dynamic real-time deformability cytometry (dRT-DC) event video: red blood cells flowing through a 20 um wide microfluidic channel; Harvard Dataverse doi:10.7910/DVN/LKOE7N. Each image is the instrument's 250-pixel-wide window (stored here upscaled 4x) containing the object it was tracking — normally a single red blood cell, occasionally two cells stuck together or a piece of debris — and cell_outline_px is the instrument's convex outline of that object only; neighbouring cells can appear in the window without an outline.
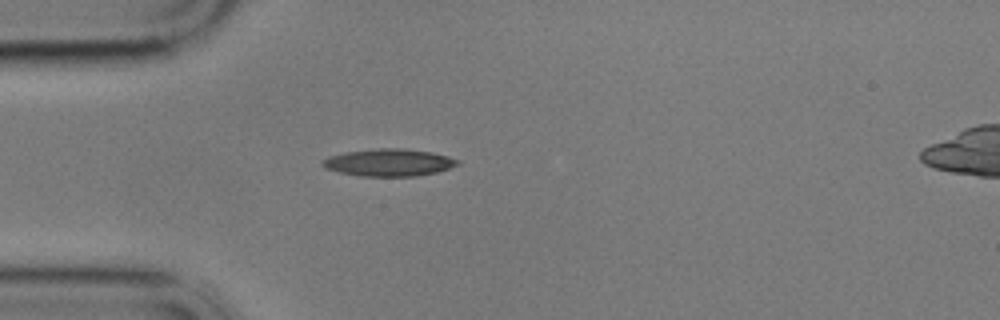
{"species": "common noctule bat (a hibernating species)", "species_latin": "Nyctalus noctula", "temperature_condition": "cold", "stored_images_in_passage": 43, "camera_frame_rate_fps": 3000, "um_per_image_px": 0.085, "animal": {"sex": "male", "body_mass_g": 17.9}, "frame": {"image": 1, "passage_image": 1, "time_ms": 0.0, "image_size_px": [1000, 320], "cell_outline_px": [[460, 164], [436, 172], [416, 176], [360, 176], [340, 172], [324, 168], [320, 164], [320, 160], [328, 156], [344, 152], [376, 148], [404, 148], [432, 152], [448, 156], [460, 160]], "centroid_in_image_um": [33.02, 13.8], "position_along_channel_um": 52.0, "area_um2": 21.68}}
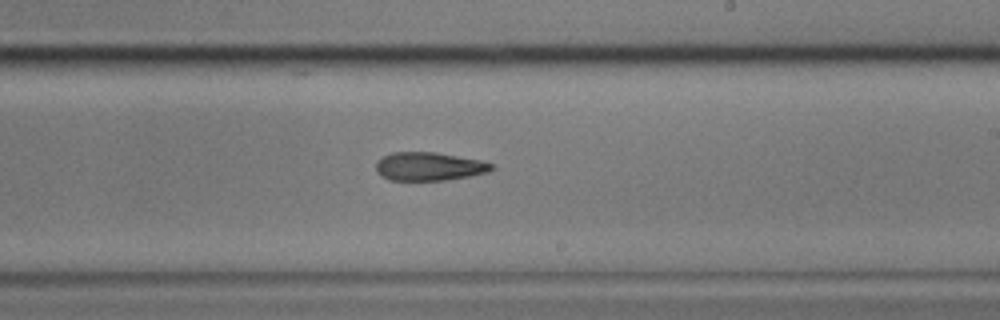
{"frame": {"image": 2, "passage_image": 19, "time_ms": 6.0, "image_size_px": [1000, 320], "cell_outline_px": [[496, 168], [488, 172], [468, 176], [444, 180], [388, 180], [380, 176], [376, 172], [376, 160], [392, 152], [436, 152], [484, 160], [496, 164]], "centroid_in_image_um": [36.5, 14.14], "position_along_channel_um": 252.5, "area_um2": 19.48}}
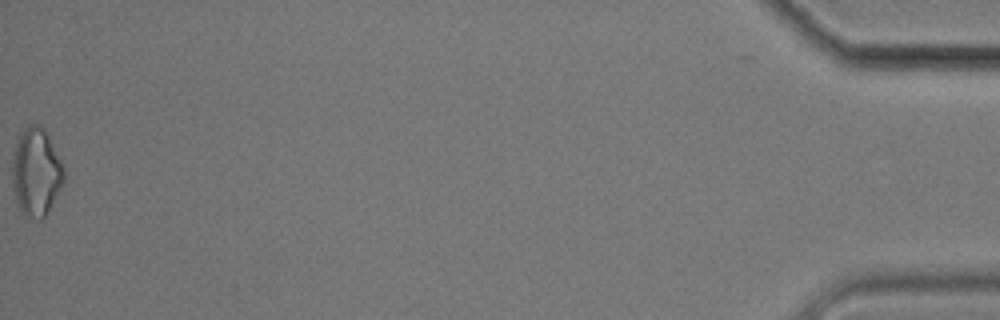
{"frame": {"image": 3, "passage_image": 43, "time_ms": 14.0, "image_size_px": [1000, 320], "cell_outline_px": [[64, 184], [48, 212], [40, 220], [36, 220], [24, 216], [20, 212], [16, 200], [12, 184], [12, 152], [20, 132], [28, 124], [36, 124], [44, 128], [64, 164]], "centroid_in_image_um": [3.07, 14.64], "position_along_channel_um": 432.1, "area_um2": 27.17}, "authors_computed_cell_mechanics": {"area_um2": 19.9988, "velocity_mm_per_s": 3.4728, "shape_relaxation_time_tau1_ms": 11.201, "shape_relaxation_time_tau2_ms": 2.4211, "deformation_change_tau1": 0.2492, "deformation_change_tau2": 0.1164}}